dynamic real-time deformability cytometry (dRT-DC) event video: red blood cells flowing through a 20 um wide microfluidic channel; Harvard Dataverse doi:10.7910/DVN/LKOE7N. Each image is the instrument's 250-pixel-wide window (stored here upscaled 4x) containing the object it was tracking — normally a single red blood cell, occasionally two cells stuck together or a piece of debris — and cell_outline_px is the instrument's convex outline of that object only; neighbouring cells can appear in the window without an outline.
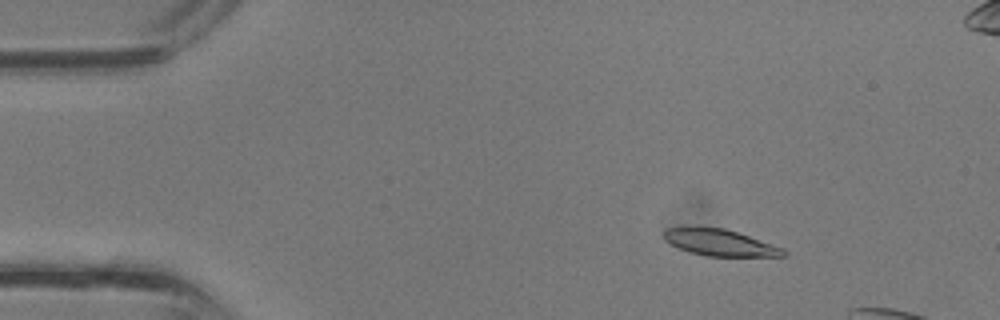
{"species": "common noctule bat (a hibernating species)", "species_latin": "Nyctalus noctula", "temperature_condition": "room temperature", "stored_images_in_passage": 10, "camera_frame_rate_fps": 3000, "um_per_image_px": 0.085, "animal": {"sex": "male", "body_mass_g": 13.3}, "frame": {"image": 1, "passage_image": 5, "time_ms": 1.333, "image_size_px": [1000, 320], "cell_outline_px": [[788, 256], [704, 256], [688, 252], [664, 240], [664, 232], [668, 228], [692, 224], [696, 224], [724, 228], [784, 248], [788, 252]], "centroid_in_image_um": [61.14, 20.59], "position_along_channel_um": 23.9, "area_um2": 18.96}}